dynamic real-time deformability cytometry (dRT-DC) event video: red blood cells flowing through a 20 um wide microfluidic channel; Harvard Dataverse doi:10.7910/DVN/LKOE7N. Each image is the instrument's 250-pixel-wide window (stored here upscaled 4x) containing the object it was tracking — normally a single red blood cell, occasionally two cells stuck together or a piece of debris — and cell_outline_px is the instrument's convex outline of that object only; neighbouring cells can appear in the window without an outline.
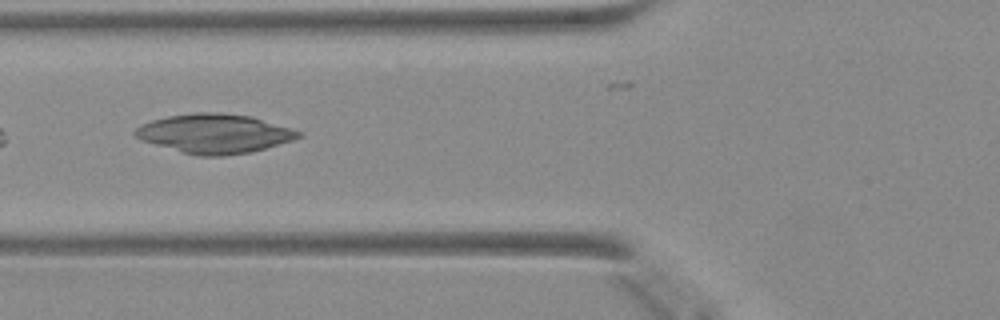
{"species": "Egyptian fruit bat (a non-hibernating species)", "species_latin": "Rousettus aegyptiacus", "temperature_condition": "warm", "stored_images_in_passage": 17, "camera_frame_rate_fps": 3000, "um_per_image_px": 0.085, "animal": {"sex": "female"}, "frame": {"image": 1, "passage_image": 3, "time_ms": 0.667, "image_size_px": [1000, 320], "cell_outline_px": [[304, 136], [292, 140], [264, 148], [248, 152], [224, 156], [200, 156], [184, 152], [140, 140], [132, 132], [140, 124], [152, 120], [168, 116], [196, 112], [220, 112], [252, 116], [292, 128], [304, 132]], "centroid_in_image_um": [18.25, 11.34], "position_along_channel_um": 107.6, "area_um2": 37.28}}
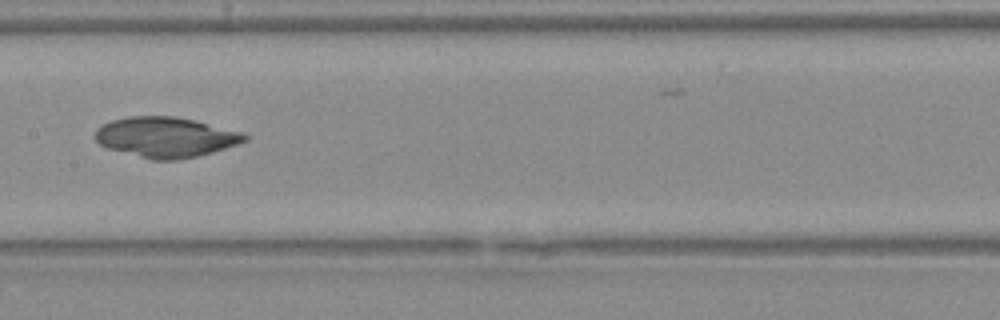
{"frame": {"image": 2, "passage_image": 9, "time_ms": 2.667, "image_size_px": [1000, 320], "cell_outline_px": [[248, 140], [212, 152], [180, 160], [152, 160], [108, 148], [100, 144], [96, 140], [96, 128], [112, 120], [128, 116], [176, 116], [240, 132], [248, 136]], "centroid_in_image_um": [14.05, 11.66], "position_along_channel_um": 193.3, "area_um2": 34.62}}
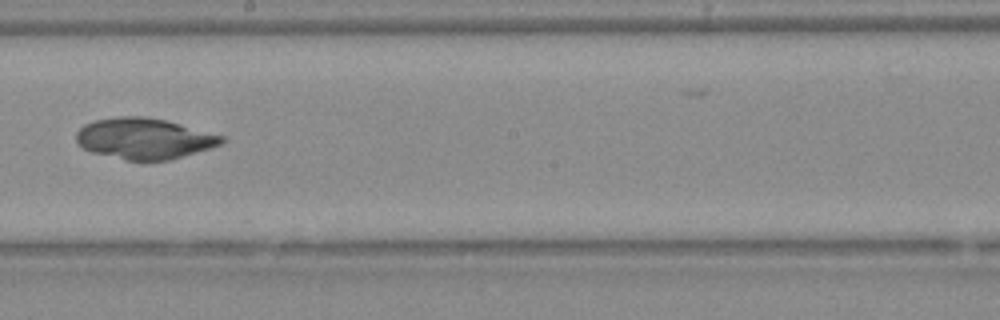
{"frame": {"image": 3, "passage_image": 12, "time_ms": 3.667, "image_size_px": [1000, 320], "cell_outline_px": [[224, 140], [220, 144], [172, 160], [128, 160], [92, 152], [84, 148], [76, 140], [76, 132], [84, 124], [92, 120], [120, 116], [144, 116], [164, 120], [180, 124], [224, 136]], "centroid_in_image_um": [12.23, 11.76], "position_along_channel_um": 236.0, "area_um2": 34.33}}